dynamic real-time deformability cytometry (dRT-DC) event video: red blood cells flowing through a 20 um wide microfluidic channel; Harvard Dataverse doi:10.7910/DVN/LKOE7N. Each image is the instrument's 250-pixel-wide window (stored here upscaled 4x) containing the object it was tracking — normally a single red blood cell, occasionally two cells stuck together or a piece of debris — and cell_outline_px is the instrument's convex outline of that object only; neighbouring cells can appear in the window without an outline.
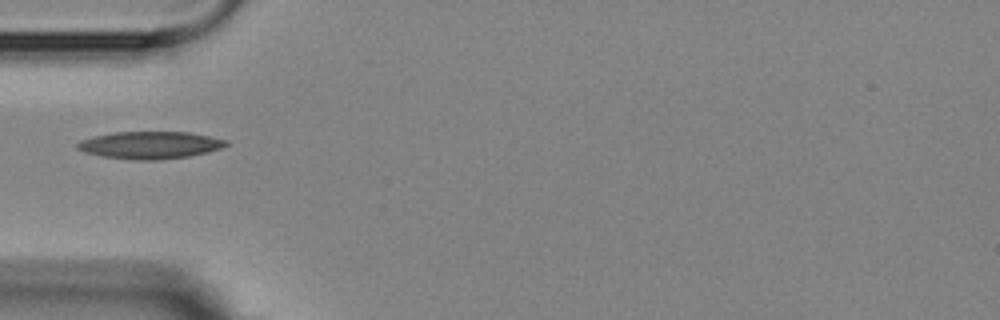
{"species": "Egyptian fruit bat (a non-hibernating species)", "species_latin": "Rousettus aegyptiacus", "temperature_condition": "room temperature", "stored_images_in_passage": 4, "camera_frame_rate_fps": 3000, "um_per_image_px": 0.085, "animal": {"sex": "female"}, "frame": {"image": 1, "passage_image": 2, "time_ms": 1.333, "image_size_px": [1000, 320], "cell_outline_px": [[228, 144], [224, 148], [208, 152], [188, 156], [160, 160], [132, 160], [100, 156], [84, 152], [76, 148], [76, 144], [80, 140], [92, 136], [112, 132], [188, 132], [228, 140]], "centroid_in_image_um": [12.73, 12.33], "position_along_channel_um": 72.3, "area_um2": 23.93}}
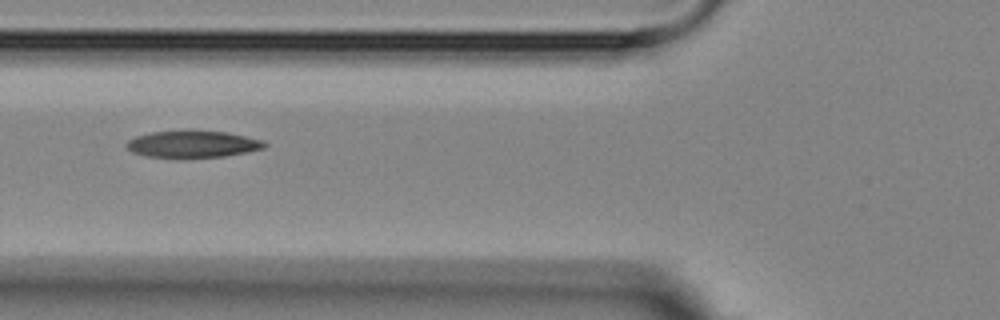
{"frame": {"image": 2, "passage_image": 3, "time_ms": 2.333, "image_size_px": [1000, 320], "cell_outline_px": [[268, 144], [264, 148], [248, 152], [224, 156], [144, 156], [132, 152], [124, 144], [128, 140], [136, 136], [152, 132], [188, 128], [228, 132], [264, 140]], "centroid_in_image_um": [16.4, 12.19], "position_along_channel_um": 109.4, "area_um2": 21.91}}
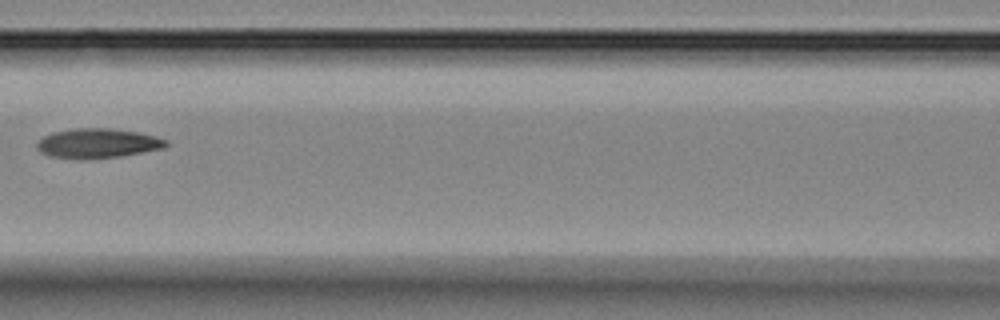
{"frame": {"image": 3, "passage_image": 4, "time_ms": 3.667, "image_size_px": [1000, 320], "cell_outline_px": [[168, 144], [164, 148], [120, 156], [84, 160], [80, 160], [48, 156], [40, 152], [36, 148], [36, 140], [52, 132], [76, 128], [112, 128], [136, 132], [156, 136], [168, 140]], "centroid_in_image_um": [8.25, 12.19], "position_along_channel_um": 158.4, "area_um2": 22.6}}